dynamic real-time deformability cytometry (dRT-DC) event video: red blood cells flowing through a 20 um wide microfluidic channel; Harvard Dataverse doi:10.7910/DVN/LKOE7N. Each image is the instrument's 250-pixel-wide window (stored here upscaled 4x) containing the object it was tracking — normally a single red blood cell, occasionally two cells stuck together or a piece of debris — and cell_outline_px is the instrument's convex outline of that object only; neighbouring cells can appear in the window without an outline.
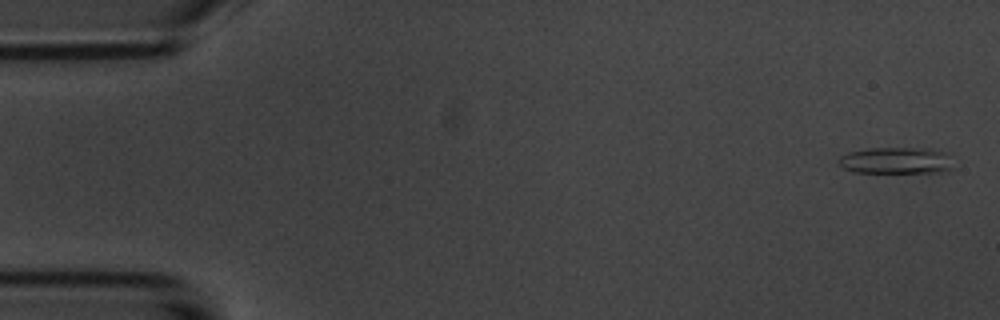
{"species": "common noctule bat (a hibernating species)", "species_latin": "Nyctalus noctula", "temperature_condition": "room temperature", "stored_images_in_passage": 6, "camera_frame_rate_fps": 3000, "um_per_image_px": 0.085, "animal": {"sex": "male", "body_mass_g": 20.1, "forearm_length_mm": 53.5}, "frame": {"image": 1, "passage_image": 1, "time_ms": 0.0, "image_size_px": [1000, 320], "cell_outline_px": [[952, 168], [948, 172], [852, 172], [840, 168], [836, 164], [836, 160], [840, 156], [848, 152], [868, 148], [920, 148], [948, 152]], "centroid_in_image_um": [76.1, 13.65], "position_along_channel_um": 8.9, "area_um2": 18.03}}
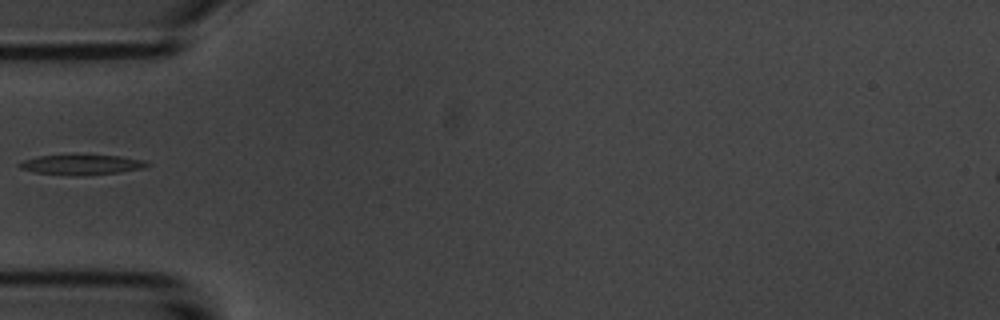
{"frame": {"image": 2, "passage_image": 5, "time_ms": 5.333, "image_size_px": [1000, 320], "cell_outline_px": [[152, 164], [144, 168], [116, 172], [76, 176], [36, 172], [20, 168], [16, 164], [24, 160], [40, 156], [120, 156], [144, 160]], "centroid_in_image_um": [6.95, 14.01], "position_along_channel_um": 78.1, "area_um2": 14.45}}